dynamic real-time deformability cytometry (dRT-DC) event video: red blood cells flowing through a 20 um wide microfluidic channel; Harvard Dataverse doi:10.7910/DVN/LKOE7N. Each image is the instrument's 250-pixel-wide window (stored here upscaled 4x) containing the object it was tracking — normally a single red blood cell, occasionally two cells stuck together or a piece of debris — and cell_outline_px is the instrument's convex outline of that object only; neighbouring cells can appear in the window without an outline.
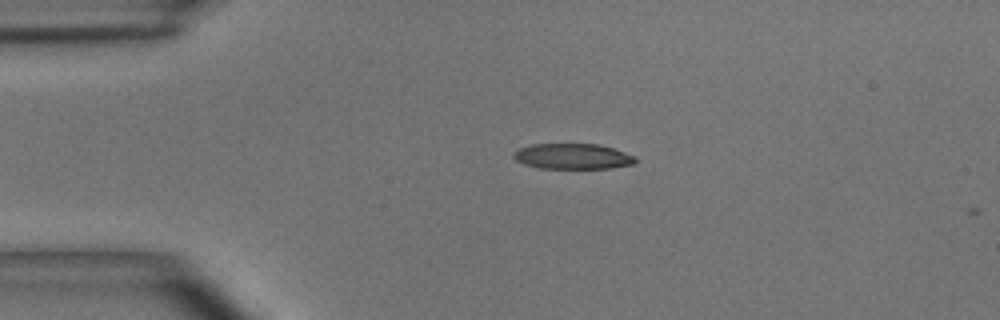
{"species": "common noctule bat (a hibernating species)", "species_latin": "Nyctalus noctula", "temperature_condition": "room temperature", "stored_images_in_passage": 2, "camera_frame_rate_fps": 3000, "um_per_image_px": 0.085, "animal": {"sex": "male", "body_mass_g": 15.6}, "frame": {"image": 1, "passage_image": 1, "time_ms": 0.0, "image_size_px": [1000, 320], "cell_outline_px": [[636, 164], [612, 168], [540, 168], [524, 164], [516, 160], [512, 156], [512, 152], [520, 148], [532, 144], [600, 144], [636, 156]], "centroid_in_image_um": [48.69, 13.29], "position_along_channel_um": 36.3, "area_um2": 18.21}}